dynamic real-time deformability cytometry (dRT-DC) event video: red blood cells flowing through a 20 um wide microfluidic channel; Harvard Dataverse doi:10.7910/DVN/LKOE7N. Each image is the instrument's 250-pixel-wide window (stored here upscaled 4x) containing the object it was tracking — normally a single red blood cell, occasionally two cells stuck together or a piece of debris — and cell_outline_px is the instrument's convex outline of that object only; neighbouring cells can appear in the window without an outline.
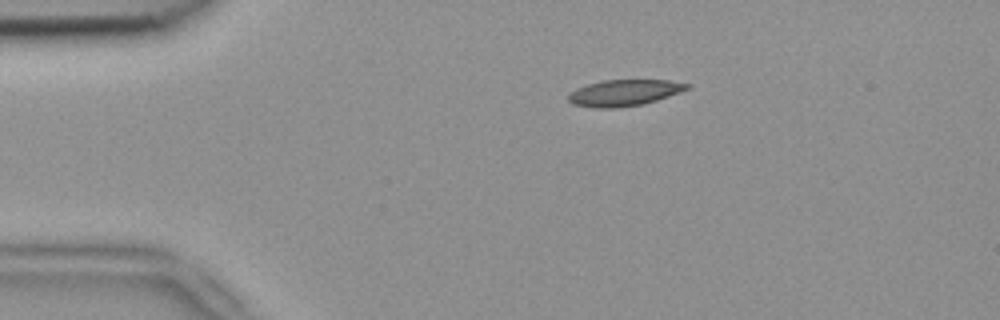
{"species": "common noctule bat (a hibernating species)", "species_latin": "Nyctalus noctula", "temperature_condition": "room temperature", "stored_images_in_passage": 2, "camera_frame_rate_fps": 3000, "um_per_image_px": 0.085, "animal": {"sex": "female", "body_mass_g": 18.4}, "frame": {"image": 1, "passage_image": 2, "time_ms": 0.333, "image_size_px": [1000, 320], "cell_outline_px": [[688, 88], [680, 92], [644, 104], [616, 108], [592, 108], [572, 104], [568, 100], [568, 96], [576, 88], [588, 84], [604, 80], [668, 80], [688, 84]], "centroid_in_image_um": [53.01, 7.9], "position_along_channel_um": 32.0, "area_um2": 18.03}}